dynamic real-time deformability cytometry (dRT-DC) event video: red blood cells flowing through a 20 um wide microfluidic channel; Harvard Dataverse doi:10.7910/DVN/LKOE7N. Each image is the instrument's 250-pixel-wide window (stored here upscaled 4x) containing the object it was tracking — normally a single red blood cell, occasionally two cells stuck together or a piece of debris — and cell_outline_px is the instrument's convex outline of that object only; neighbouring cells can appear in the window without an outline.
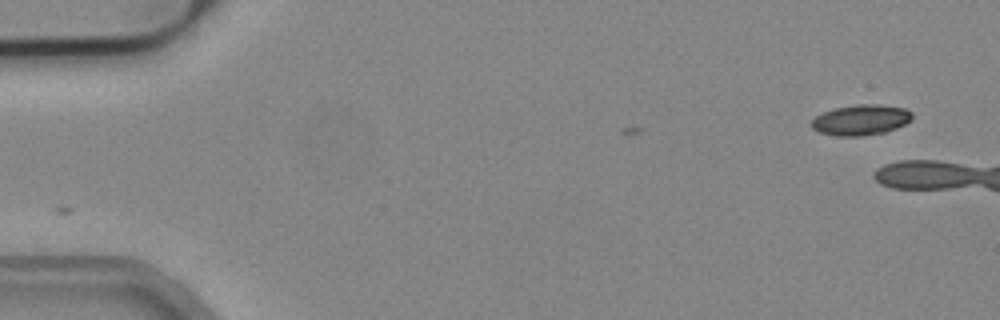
{"species": "common noctule bat (a hibernating species)", "species_latin": "Nyctalus noctula", "temperature_condition": "cold", "stored_images_in_passage": 4, "camera_frame_rate_fps": 3000, "um_per_image_px": 0.085, "animal": {"sex": "male", "body_mass_g": 19.2, "forearm_length_mm": 51.8}, "frame": {"image": 1, "passage_image": 1, "time_ms": 0.0, "image_size_px": [1000, 320], "cell_outline_px": [[912, 120], [896, 128], [884, 132], [860, 136], [836, 136], [820, 132], [812, 128], [808, 124], [816, 116], [832, 108], [860, 104], [876, 104], [904, 108], [912, 112]], "centroid_in_image_um": [73.15, 10.19], "position_along_channel_um": 11.9, "area_um2": 17.92}}